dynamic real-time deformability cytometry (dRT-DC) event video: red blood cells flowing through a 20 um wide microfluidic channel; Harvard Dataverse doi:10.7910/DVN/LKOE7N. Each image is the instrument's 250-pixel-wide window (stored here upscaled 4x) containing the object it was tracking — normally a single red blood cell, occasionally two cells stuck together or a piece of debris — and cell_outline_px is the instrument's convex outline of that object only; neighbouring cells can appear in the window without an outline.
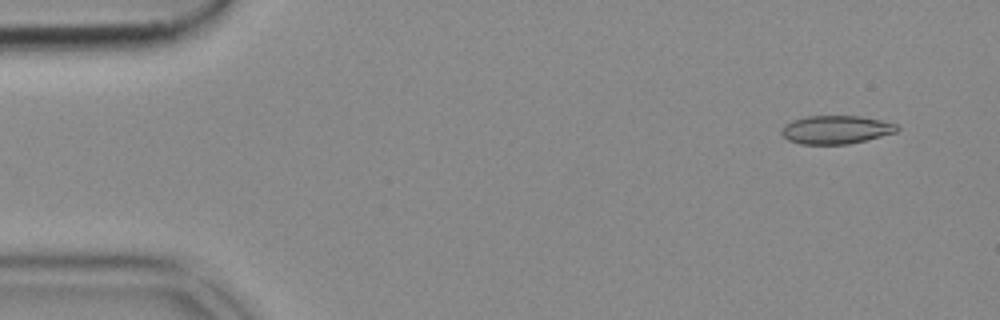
{"species": "common noctule bat (a hibernating species)", "species_latin": "Nyctalus noctula", "temperature_condition": "cold", "stored_images_in_passage": 51, "camera_frame_rate_fps": 3000, "um_per_image_px": 0.085, "animal": {"sex": "female", "body_mass_g": 18.4}, "frame": {"image": 1, "passage_image": 3, "time_ms": 0.667, "image_size_px": [1000, 320], "cell_outline_px": [[900, 128], [896, 132], [848, 144], [800, 144], [788, 140], [780, 132], [780, 128], [784, 124], [792, 120], [808, 116], [860, 116], [880, 120], [896, 124]], "centroid_in_image_um": [71.01, 11.02], "position_along_channel_um": 14.0, "area_um2": 19.02}}
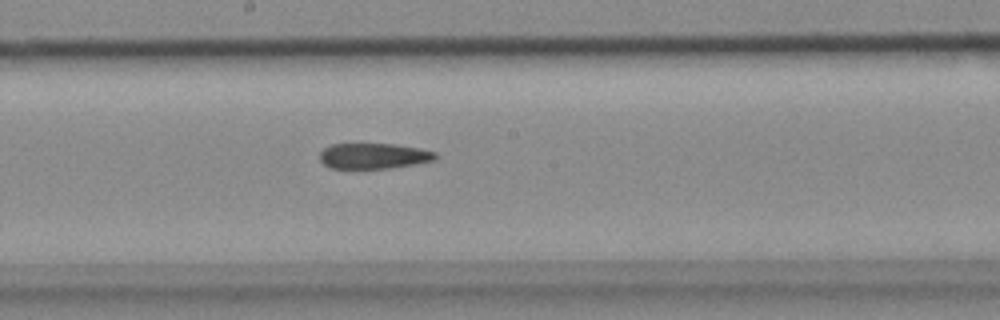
{"frame": {"image": 2, "passage_image": 27, "time_ms": 8.667, "image_size_px": [1000, 320], "cell_outline_px": [[436, 160], [388, 168], [328, 168], [320, 160], [320, 152], [324, 148], [332, 144], [396, 144], [420, 148], [436, 152]], "centroid_in_image_um": [31.75, 13.25], "position_along_channel_um": 216.5, "area_um2": 17.17}}
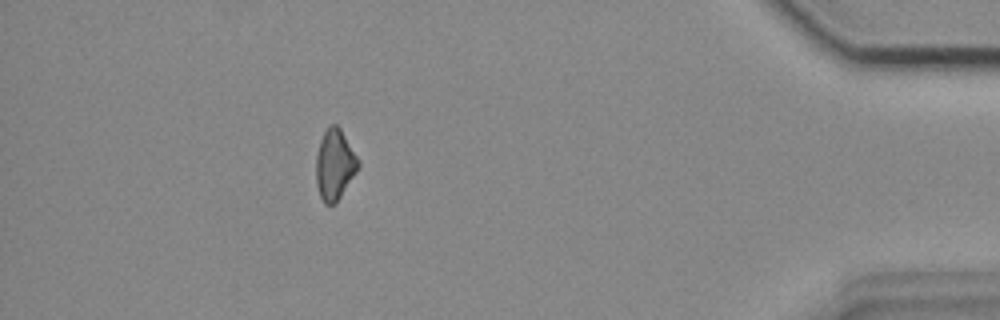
{"frame": {"image": 3, "passage_image": 46, "time_ms": 15.0, "image_size_px": [1000, 320], "cell_outline_px": [[360, 164], [356, 172], [336, 204], [324, 204], [320, 196], [316, 184], [316, 156], [320, 140], [328, 124], [336, 124], [340, 128], [360, 160]], "centroid_in_image_um": [28.45, 13.99], "position_along_channel_um": 406.8, "area_um2": 17.46}}